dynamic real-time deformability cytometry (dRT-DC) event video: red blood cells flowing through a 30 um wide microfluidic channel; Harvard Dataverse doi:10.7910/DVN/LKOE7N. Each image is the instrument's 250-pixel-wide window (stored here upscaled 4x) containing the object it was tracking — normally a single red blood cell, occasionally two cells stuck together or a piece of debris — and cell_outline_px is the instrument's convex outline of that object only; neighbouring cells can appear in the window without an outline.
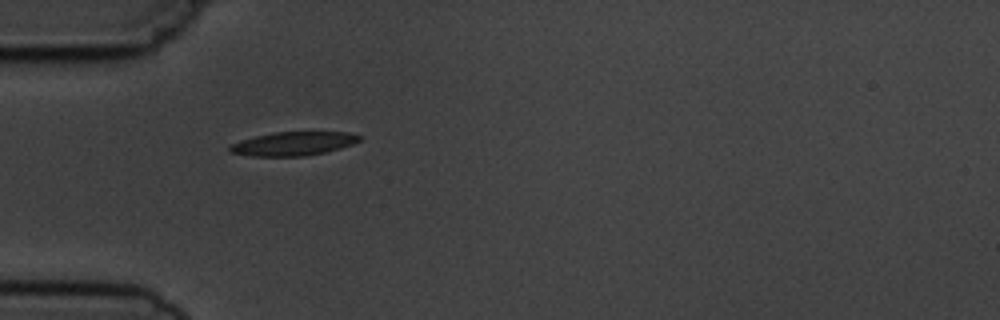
{"species": "common noctule bat (a hibernating species)", "species_latin": "Nyctalus noctula", "temperature_condition": "cold", "stored_images_in_passage": 10, "camera_frame_rate_fps": 3000, "um_per_image_px": 0.085, "animal": {"sex": "male", "body_mass_g": 19.5, "forearm_length_mm": 54.6}, "frame": {"image": 1, "passage_image": 5, "time_ms": 5.333, "image_size_px": [1000, 320], "cell_outline_px": [[360, 140], [352, 144], [340, 148], [324, 152], [304, 156], [252, 156], [232, 152], [228, 148], [232, 144], [240, 140], [256, 136], [276, 132], [348, 132], [360, 136]], "centroid_in_image_um": [24.93, 12.21], "position_along_channel_um": 60.1, "area_um2": 17.63}}
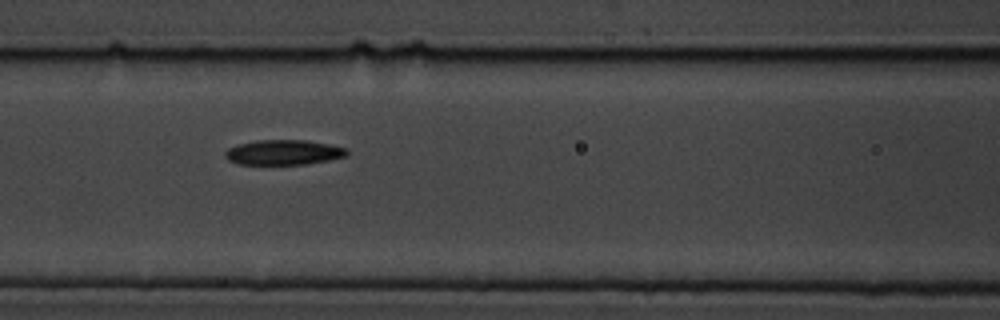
{"frame": {"image": 2, "passage_image": 7, "time_ms": 7.667, "image_size_px": [1000, 320], "cell_outline_px": [[348, 156], [308, 164], [240, 164], [228, 160], [224, 156], [224, 152], [228, 148], [240, 144], [256, 140], [304, 140], [328, 144], [348, 148]], "centroid_in_image_um": [24.12, 12.95], "position_along_channel_um": 142.5, "area_um2": 17.74}}
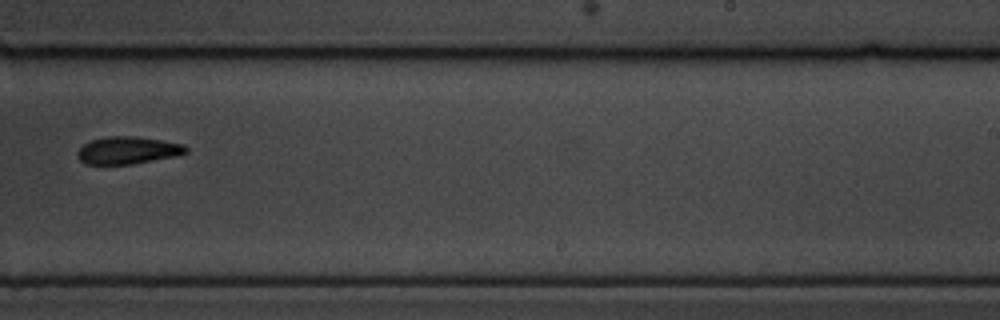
{"frame": {"image": 3, "passage_image": 10, "time_ms": 11.333, "image_size_px": [1000, 320], "cell_outline_px": [[188, 152], [176, 156], [132, 164], [84, 164], [76, 156], [76, 152], [84, 144], [92, 140], [108, 136], [132, 136], [160, 140], [184, 144], [188, 148]], "centroid_in_image_um": [10.85, 12.78], "position_along_channel_um": 278.1, "area_um2": 17.28}}